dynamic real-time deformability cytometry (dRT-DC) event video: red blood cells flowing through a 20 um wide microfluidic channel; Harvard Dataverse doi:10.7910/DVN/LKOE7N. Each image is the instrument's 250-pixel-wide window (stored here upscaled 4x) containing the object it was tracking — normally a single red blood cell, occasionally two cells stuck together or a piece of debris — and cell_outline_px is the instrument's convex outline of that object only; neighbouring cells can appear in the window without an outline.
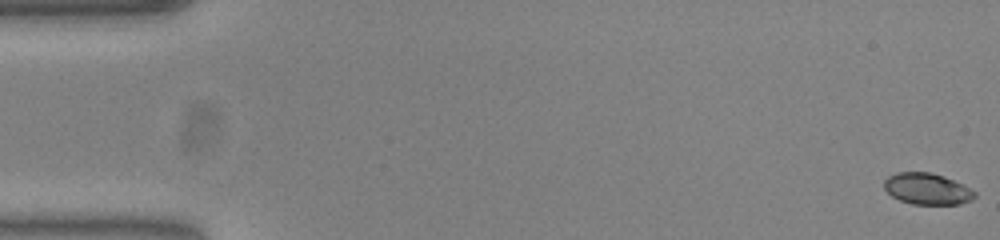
{"species": "common noctule bat (a hibernating species)", "species_latin": "Nyctalus noctula", "temperature_condition": "warm", "stored_images_in_passage": 54, "camera_frame_rate_fps": 3000, "um_per_image_px": 0.085, "animal": {"sex": "female", "body_mass_g": 23.0, "forearm_length_mm": 53.4}, "frame": {"image": 1, "passage_image": 1, "time_ms": 0.0, "image_size_px": [1000, 240], "cell_outline_px": [[976, 196], [972, 200], [960, 204], [912, 204], [900, 200], [892, 196], [884, 188], [884, 180], [888, 176], [896, 172], [932, 172], [944, 176], [976, 192]], "centroid_in_image_um": [78.79, 16.05], "position_along_channel_um": 6.2, "area_um2": 16.47}}
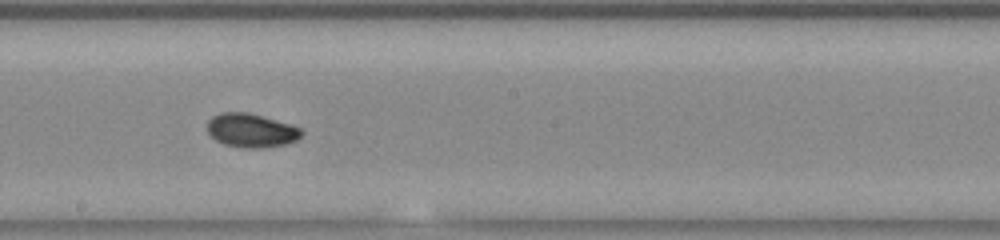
{"frame": {"image": 2, "passage_image": 30, "time_ms": 9.667, "image_size_px": [1000, 240], "cell_outline_px": [[304, 132], [296, 140], [284, 144], [264, 148], [248, 148], [224, 144], [216, 140], [208, 132], [208, 120], [212, 116], [220, 112], [248, 112], [292, 124], [300, 128]], "centroid_in_image_um": [21.36, 11.07], "position_along_channel_um": 226.8, "area_um2": 18.55}}
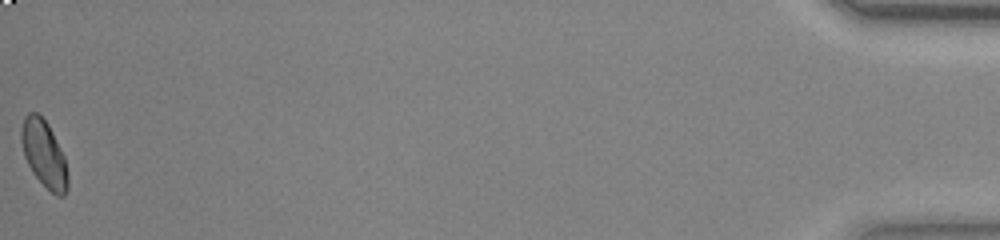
{"frame": {"image": 3, "passage_image": 54, "time_ms": 17.667, "image_size_px": [1000, 240], "cell_outline_px": [[68, 188], [64, 196], [56, 196], [32, 172], [24, 156], [20, 140], [20, 128], [24, 116], [28, 112], [36, 112], [48, 124], [64, 156], [68, 176]], "centroid_in_image_um": [3.72, 13.06], "position_along_channel_um": 431.5, "area_um2": 18.03}, "authors_computed_cell_mechanics": {"area_um2": 17.6579, "velocity_mm_per_s": 3.8641, "shape_relaxation_time_tau1_ms": null, "shape_relaxation_time_tau2_ms": 4.0524, "deformation_change_tau1": null, "deformation_change_tau2": 0.0487}}